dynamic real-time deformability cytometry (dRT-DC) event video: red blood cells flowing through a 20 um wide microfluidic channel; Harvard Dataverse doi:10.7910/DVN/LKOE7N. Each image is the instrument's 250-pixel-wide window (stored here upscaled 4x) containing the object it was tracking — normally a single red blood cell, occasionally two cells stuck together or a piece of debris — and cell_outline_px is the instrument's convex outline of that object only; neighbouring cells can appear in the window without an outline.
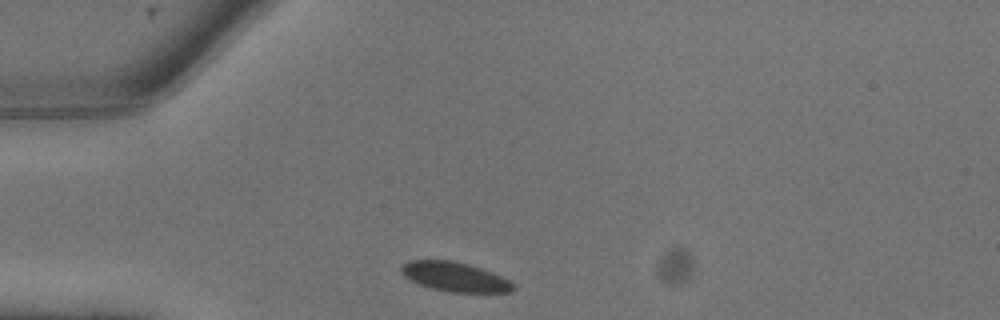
{"species": "common noctule bat (a hibernating species)", "species_latin": "Nyctalus noctula", "temperature_condition": "warm", "stored_images_in_passage": 2, "camera_frame_rate_fps": 3000, "um_per_image_px": 0.085, "animal": {"sex": "male", "body_mass_g": 13.3}, "frame": {"image": 1, "passage_image": 1, "time_ms": 0.0, "image_size_px": [1000, 320], "cell_outline_px": [[516, 288], [512, 292], [448, 292], [432, 288], [420, 284], [404, 276], [400, 272], [400, 264], [408, 260], [452, 260], [468, 264], [492, 272], [508, 280]], "centroid_in_image_um": [38.62, 23.52], "position_along_channel_um": 46.4, "area_um2": 19.13}}